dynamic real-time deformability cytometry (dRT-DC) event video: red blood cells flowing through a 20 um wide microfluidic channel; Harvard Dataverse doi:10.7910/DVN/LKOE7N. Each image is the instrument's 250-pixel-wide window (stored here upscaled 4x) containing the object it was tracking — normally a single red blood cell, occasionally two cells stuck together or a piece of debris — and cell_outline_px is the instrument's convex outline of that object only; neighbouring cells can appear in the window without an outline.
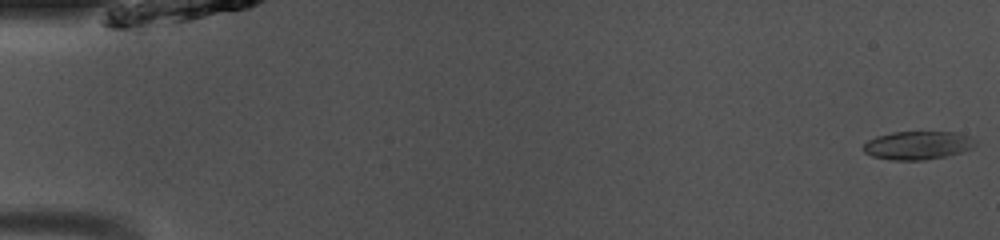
{"species": "common noctule bat (a hibernating species)", "species_latin": "Nyctalus noctula", "temperature_condition": "room temperature", "stored_images_in_passage": 49, "camera_frame_rate_fps": 3000, "um_per_image_px": 0.085, "animal": {"sex": "male", "body_mass_g": 13.0, "forearm_length_mm": 53.1}, "frame": {"image": 1, "passage_image": 1, "time_ms": 0.0, "image_size_px": [1000, 240], "cell_outline_px": [[976, 144], [972, 148], [960, 152], [944, 156], [924, 160], [892, 160], [872, 156], [864, 152], [864, 144], [868, 140], [876, 136], [892, 132], [960, 132], [976, 140]], "centroid_in_image_um": [78.01, 12.34], "position_along_channel_um": 7.0, "area_um2": 18.44}}
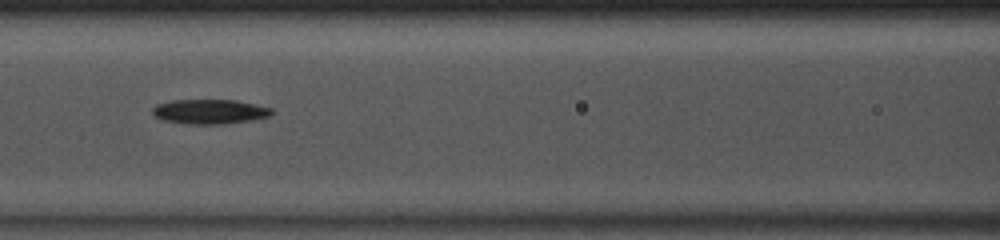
{"frame": {"image": 2, "passage_image": 22, "time_ms": 7.0, "image_size_px": [1000, 240], "cell_outline_px": [[272, 112], [268, 116], [252, 120], [220, 124], [192, 124], [164, 120], [156, 116], [152, 112], [152, 108], [156, 104], [172, 100], [236, 100], [272, 108]], "centroid_in_image_um": [17.81, 9.48], "position_along_channel_um": 148.8, "area_um2": 16.88}}
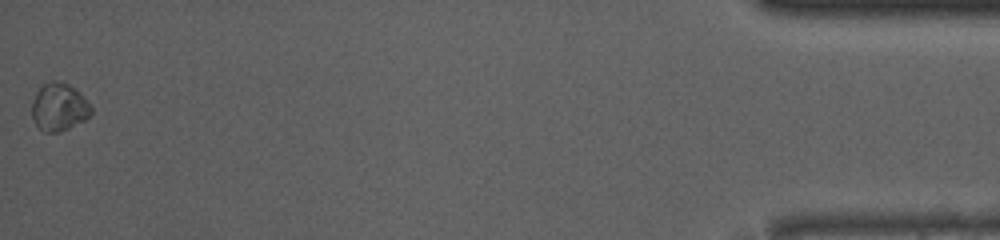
{"frame": {"image": 3, "passage_image": 49, "time_ms": 16.0, "image_size_px": [1000, 240], "cell_outline_px": [[92, 112], [84, 120], [60, 132], [44, 132], [36, 124], [32, 116], [32, 104], [36, 92], [44, 84], [52, 80], [60, 80], [68, 84], [80, 92], [92, 104]], "centroid_in_image_um": [5.04, 9.08], "position_along_channel_um": 430.2, "area_um2": 16.53}, "authors_computed_cell_mechanics": {"area_um2": 16.9354, "velocity_mm_per_s": 4.1077, "shape_relaxation_time_tau1_ms": 2.182, "shape_relaxation_time_tau2_ms": null, "deformation_change_tau1": 0.0371, "deformation_change_tau2": null}}